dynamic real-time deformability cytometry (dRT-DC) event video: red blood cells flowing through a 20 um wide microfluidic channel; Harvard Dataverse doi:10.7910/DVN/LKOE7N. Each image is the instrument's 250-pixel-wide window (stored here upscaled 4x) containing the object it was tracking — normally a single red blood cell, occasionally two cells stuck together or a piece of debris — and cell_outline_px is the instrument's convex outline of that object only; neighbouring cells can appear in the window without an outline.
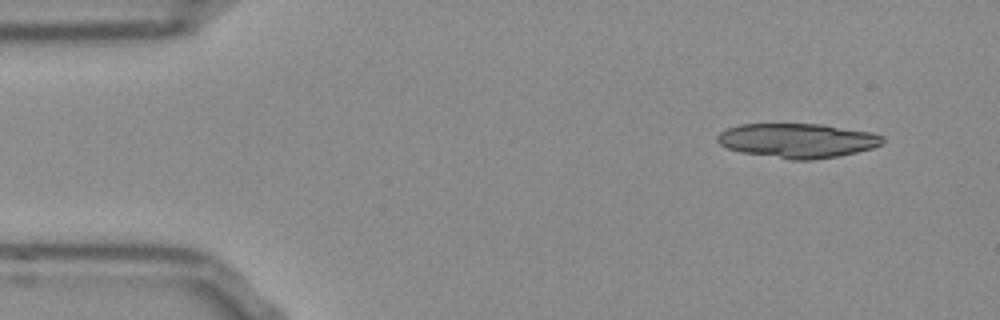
{"species": "Egyptian fruit bat (a non-hibernating species)", "species_latin": "Rousettus aegyptiacus", "temperature_condition": "room temperature", "stored_images_in_passage": 5, "camera_frame_rate_fps": 3000, "um_per_image_px": 0.085, "frame": {"image": 1, "passage_image": 1, "time_ms": 0.0, "image_size_px": [1000, 320], "cell_outline_px": [[872, 144], [864, 148], [848, 152], [828, 156], [788, 156], [760, 152], [736, 148], [756, 124], [800, 124], [832, 128], [856, 132], [872, 136]], "centroid_in_image_um": [68.25, 11.93], "position_along_channel_um": 16.8, "area_um2": 24.04}}